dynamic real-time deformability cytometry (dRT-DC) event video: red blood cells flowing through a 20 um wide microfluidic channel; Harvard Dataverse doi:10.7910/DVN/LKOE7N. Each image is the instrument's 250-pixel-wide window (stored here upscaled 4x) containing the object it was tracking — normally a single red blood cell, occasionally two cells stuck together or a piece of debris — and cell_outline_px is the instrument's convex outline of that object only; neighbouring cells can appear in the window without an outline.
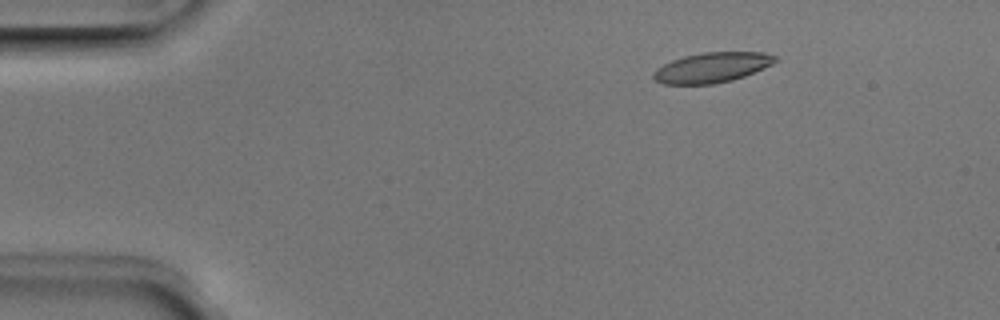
{"species": "Egyptian fruit bat (a non-hibernating species)", "species_latin": "Rousettus aegyptiacus", "temperature_condition": "room temperature", "stored_images_in_passage": 4, "camera_frame_rate_fps": 3000, "um_per_image_px": 0.085, "animal": {"sex": "male"}, "frame": {"image": 1, "passage_image": 3, "time_ms": 0.667, "image_size_px": [1000, 320], "cell_outline_px": [[780, 60], [772, 64], [744, 76], [732, 80], [712, 84], [664, 84], [656, 80], [652, 76], [656, 68], [672, 60], [684, 56], [704, 52], [764, 52], [776, 56]], "centroid_in_image_um": [60.53, 5.73], "position_along_channel_um": 24.5, "area_um2": 21.27}}